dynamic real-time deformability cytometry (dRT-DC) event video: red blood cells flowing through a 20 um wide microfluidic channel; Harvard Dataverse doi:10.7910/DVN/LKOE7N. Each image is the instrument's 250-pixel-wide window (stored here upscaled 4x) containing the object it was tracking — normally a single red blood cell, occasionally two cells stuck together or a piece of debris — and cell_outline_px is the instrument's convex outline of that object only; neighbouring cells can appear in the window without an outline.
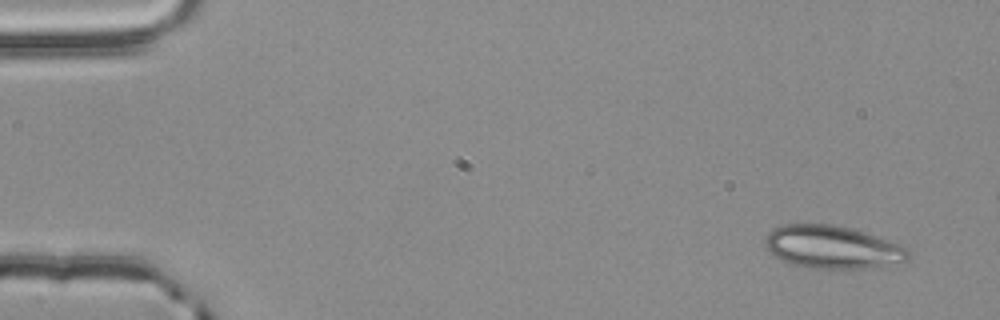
{"species": "common noctule bat (a hibernating species)", "species_latin": "Nyctalus noctula", "temperature_condition": "room temperature", "stored_images_in_passage": 5, "camera_frame_rate_fps": 3000, "um_per_image_px": 0.085, "animal": {"sex": "male", "body_mass_g": 20.4}, "frame": {"image": 1, "passage_image": 1, "time_ms": 0.0, "image_size_px": [1000, 320], "cell_outline_px": [[912, 256], [908, 260], [880, 268], [812, 268], [792, 264], [780, 260], [772, 256], [764, 244], [764, 240], [768, 232], [772, 228], [780, 224], [832, 224], [852, 228], [864, 232], [908, 248]], "centroid_in_image_um": [70.73, 21.01], "position_along_channel_um": 14.3, "area_um2": 36.18}}